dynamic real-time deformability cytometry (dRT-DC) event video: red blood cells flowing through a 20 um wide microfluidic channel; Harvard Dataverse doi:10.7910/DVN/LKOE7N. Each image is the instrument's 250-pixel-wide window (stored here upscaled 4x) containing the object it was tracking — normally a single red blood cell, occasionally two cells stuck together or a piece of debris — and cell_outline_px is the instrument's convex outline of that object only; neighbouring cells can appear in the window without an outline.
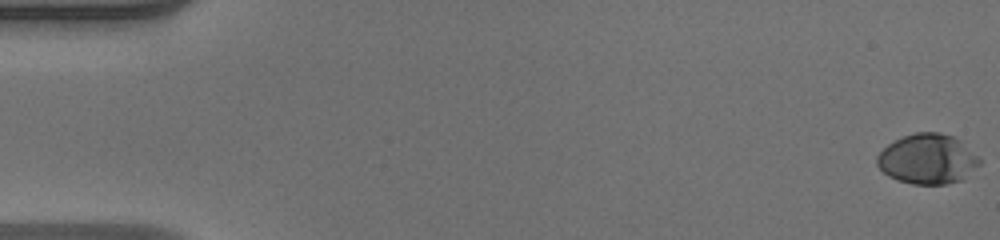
{"species": "human", "species_latin": "Homo sapiens", "temperature_condition": "warm", "stored_images_in_passage": 51, "camera_frame_rate_fps": 3000, "um_per_image_px": 0.085, "donor": {"sex": "male"}, "frame": {"image": 1, "passage_image": 1, "time_ms": 0.0, "image_size_px": [1000, 240], "cell_outline_px": [[984, 160], [964, 180], [948, 184], [912, 184], [896, 180], [888, 176], [876, 164], [876, 156], [888, 144], [904, 136], [916, 132], [940, 132], [952, 136], [960, 140], [980, 156]], "centroid_in_image_um": [78.89, 13.53], "position_along_channel_um": 6.1, "area_um2": 30.29}}
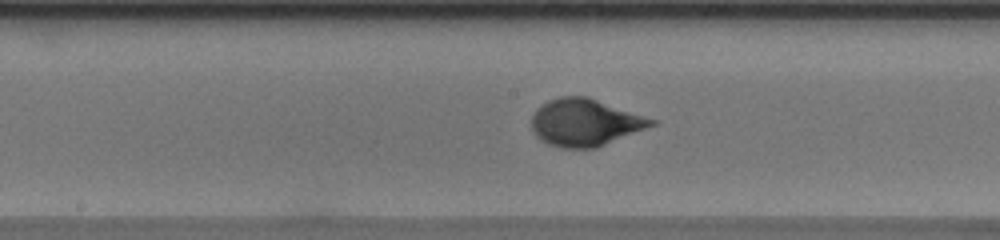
{"frame": {"image": 2, "passage_image": 27, "time_ms": 8.667, "image_size_px": [1000, 240], "cell_outline_px": [[656, 124], [596, 148], [560, 148], [548, 144], [540, 140], [532, 132], [532, 116], [536, 108], [540, 104], [548, 100], [560, 96], [588, 96], [656, 120]], "centroid_in_image_um": [49.68, 10.4], "position_along_channel_um": 198.5, "area_um2": 33.0}}
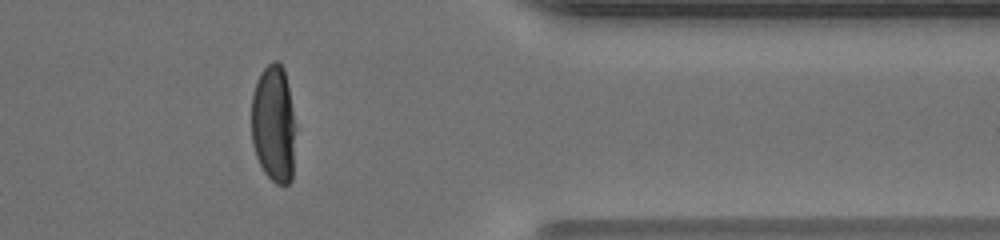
{"frame": {"image": 3, "passage_image": 42, "time_ms": 13.667, "image_size_px": [1000, 240], "cell_outline_px": [[296, 128], [292, 180], [288, 184], [276, 184], [264, 172], [256, 156], [252, 144], [252, 92], [256, 80], [260, 72], [272, 60], [276, 60], [284, 68]], "centroid_in_image_um": [23.26, 10.54], "position_along_channel_um": 388.1, "area_um2": 30.58}, "authors_computed_cell_mechanics": {"area_um2": 30.923, "velocity_mm_per_s": 4.127, "shape_relaxation_time_tau1_ms": 3.8334, "shape_relaxation_time_tau2_ms": null, "deformation_change_tau1": 0.2366, "deformation_change_tau2": null}}